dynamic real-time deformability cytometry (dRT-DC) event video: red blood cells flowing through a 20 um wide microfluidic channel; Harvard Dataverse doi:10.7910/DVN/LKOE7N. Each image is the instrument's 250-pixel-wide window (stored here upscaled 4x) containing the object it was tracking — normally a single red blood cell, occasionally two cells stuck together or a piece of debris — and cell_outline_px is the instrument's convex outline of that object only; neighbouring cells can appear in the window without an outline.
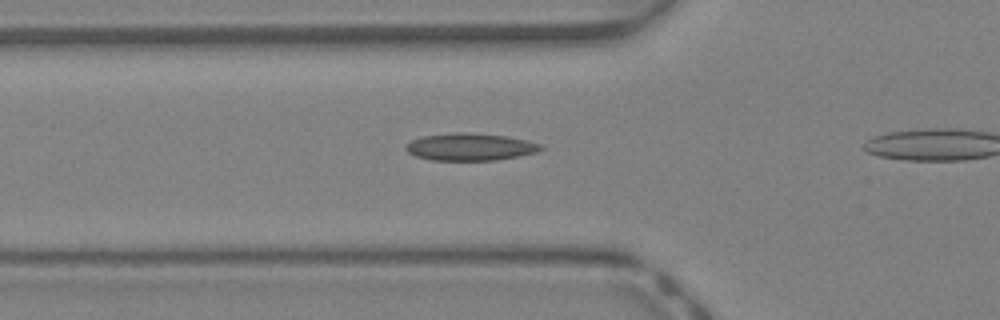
{"species": "Egyptian fruit bat (a non-hibernating species)", "species_latin": "Rousettus aegyptiacus", "temperature_condition": "warm", "stored_images_in_passage": 21, "camera_frame_rate_fps": 3000, "um_per_image_px": 0.085, "animal": {"sex": "female"}, "frame": {"image": 1, "passage_image": 7, "time_ms": 2.0, "image_size_px": [1000, 320], "cell_outline_px": [[544, 148], [536, 152], [496, 160], [432, 160], [416, 156], [408, 152], [404, 148], [412, 140], [424, 136], [456, 132], [464, 132], [508, 136], [540, 144]], "centroid_in_image_um": [39.95, 12.48], "position_along_channel_um": 85.8, "area_um2": 21.15}}
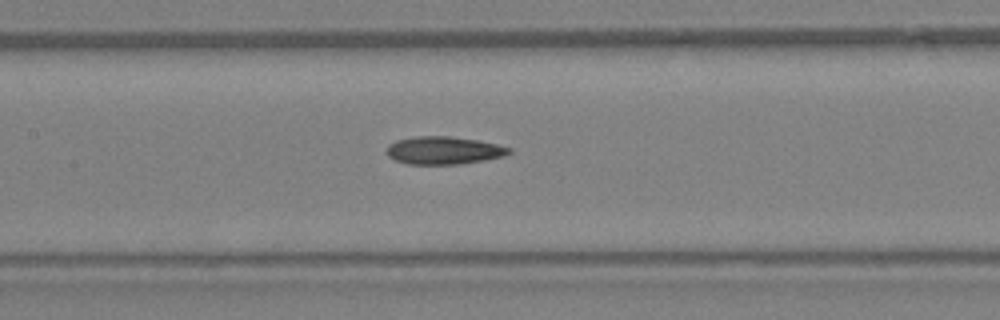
{"frame": {"image": 2, "passage_image": 12, "time_ms": 3.667, "image_size_px": [1000, 320], "cell_outline_px": [[512, 152], [504, 156], [484, 160], [460, 164], [408, 164], [396, 160], [388, 156], [388, 144], [396, 140], [416, 136], [448, 136], [476, 140], [496, 144], [512, 148]], "centroid_in_image_um": [37.73, 12.78], "position_along_channel_um": 169.7, "area_um2": 19.71}}
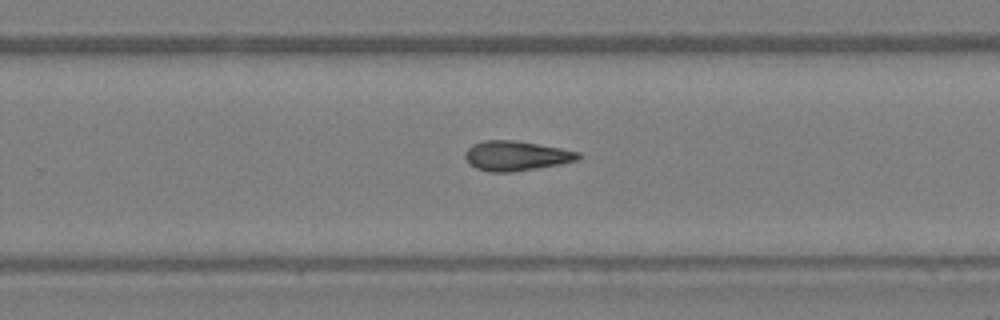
{"frame": {"image": 3, "passage_image": 19, "time_ms": 6.0, "image_size_px": [1000, 320], "cell_outline_px": [[584, 156], [580, 160], [560, 164], [512, 172], [492, 172], [476, 168], [468, 164], [464, 156], [464, 152], [472, 144], [484, 140], [516, 140], [560, 148], [580, 152]], "centroid_in_image_um": [43.88, 13.24], "position_along_channel_um": 285.9, "area_um2": 19.83}}